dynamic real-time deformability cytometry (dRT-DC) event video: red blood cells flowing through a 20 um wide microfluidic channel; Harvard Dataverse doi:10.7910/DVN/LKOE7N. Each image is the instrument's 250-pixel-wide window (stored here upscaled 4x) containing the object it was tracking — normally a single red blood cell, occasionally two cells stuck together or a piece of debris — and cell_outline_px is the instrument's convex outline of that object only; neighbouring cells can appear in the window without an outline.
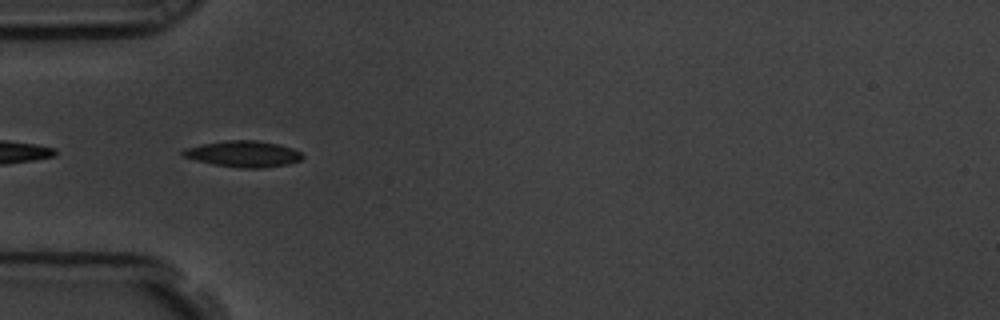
{"species": "common noctule bat (a hibernating species)", "species_latin": "Nyctalus noctula", "temperature_condition": "room temperature", "stored_images_in_passage": 10, "camera_frame_rate_fps": 3000, "um_per_image_px": 0.085, "animal": {"sex": "male", "body_mass_g": 19.5, "forearm_length_mm": 54.6}, "frame": {"image": 1, "passage_image": 2, "time_ms": 0.333, "image_size_px": [1000, 320], "cell_outline_px": [[304, 156], [300, 160], [288, 164], [264, 168], [240, 168], [216, 164], [196, 160], [184, 156], [180, 152], [184, 148], [200, 144], [224, 140], [256, 140], [280, 144], [292, 148], [300, 152]], "centroid_in_image_um": [20.69, 13.07], "position_along_channel_um": 64.3, "area_um2": 18.26}}
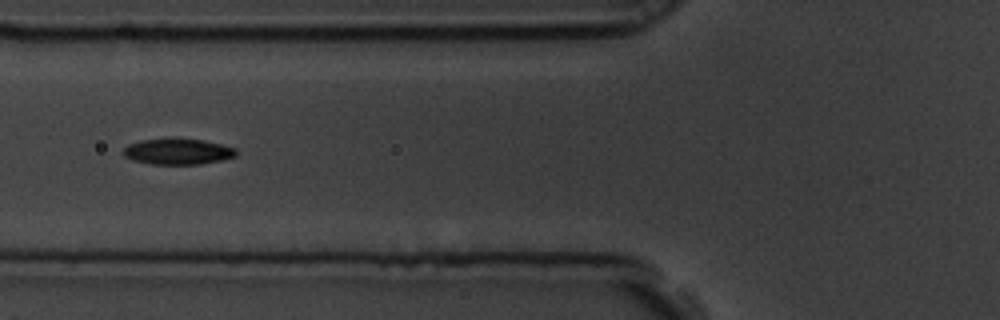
{"frame": {"image": 2, "passage_image": 6, "time_ms": 1.667, "image_size_px": [1000, 320], "cell_outline_px": [[236, 156], [224, 160], [200, 164], [152, 164], [132, 160], [124, 156], [124, 148], [128, 144], [140, 140], [172, 136], [204, 140], [236, 148]], "centroid_in_image_um": [15.11, 12.85], "position_along_channel_um": 110.7, "area_um2": 17.57}}